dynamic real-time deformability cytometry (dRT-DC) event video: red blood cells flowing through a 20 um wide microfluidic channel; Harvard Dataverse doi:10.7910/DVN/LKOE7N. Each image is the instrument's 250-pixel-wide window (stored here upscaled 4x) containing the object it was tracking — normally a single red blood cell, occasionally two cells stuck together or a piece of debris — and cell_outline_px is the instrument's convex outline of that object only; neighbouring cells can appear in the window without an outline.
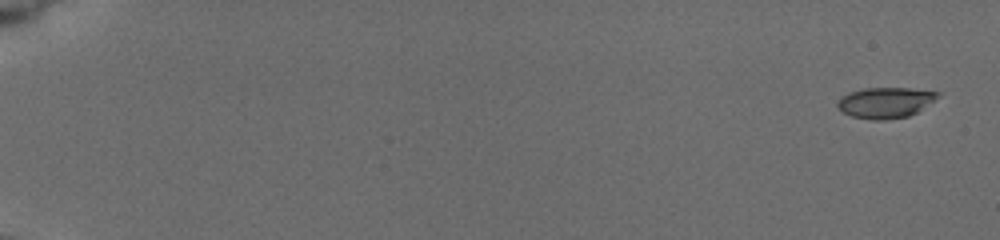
{"species": "common noctule bat (a hibernating species)", "species_latin": "Nyctalus noctula", "temperature_condition": "cold", "stored_images_in_passage": 7, "camera_frame_rate_fps": 3000, "um_per_image_px": 0.085, "animal": {"sex": "female", "body_mass_g": 19.5, "forearm_length_mm": 54.1}, "frame": {"image": 1, "passage_image": 1, "time_ms": 0.0, "image_size_px": [1000, 240], "cell_outline_px": [[940, 96], [916, 112], [908, 116], [884, 120], [872, 120], [852, 116], [844, 112], [836, 104], [836, 100], [840, 96], [848, 92], [864, 88], [912, 88], [940, 92]], "centroid_in_image_um": [75.23, 8.71], "position_along_channel_um": 9.8, "area_um2": 17.98}}